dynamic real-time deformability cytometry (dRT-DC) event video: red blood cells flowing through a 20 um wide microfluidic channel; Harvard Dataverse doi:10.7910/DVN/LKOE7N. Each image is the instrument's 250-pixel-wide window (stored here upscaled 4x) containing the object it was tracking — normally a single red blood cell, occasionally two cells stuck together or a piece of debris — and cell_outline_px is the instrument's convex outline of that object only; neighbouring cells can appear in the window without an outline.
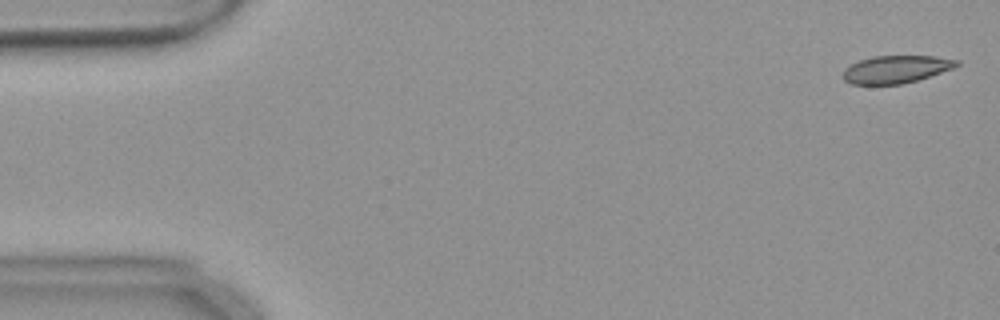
{"species": "common noctule bat (a hibernating species)", "species_latin": "Nyctalus noctula", "temperature_condition": "warm", "stored_images_in_passage": 55, "camera_frame_rate_fps": 3000, "um_per_image_px": 0.085, "animal": {"sex": "female", "body_mass_g": 18.4}, "frame": {"image": 1, "passage_image": 2, "time_ms": 0.333, "image_size_px": [1000, 320], "cell_outline_px": [[960, 64], [952, 68], [916, 80], [900, 84], [852, 84], [844, 80], [840, 76], [844, 68], [860, 60], [872, 56], [936, 56], [960, 60]], "centroid_in_image_um": [76.12, 5.88], "position_along_channel_um": 8.9, "area_um2": 18.21}}
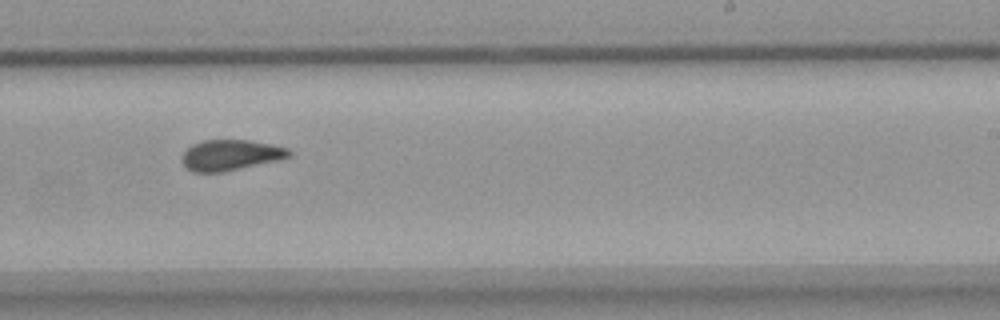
{"frame": {"image": 2, "passage_image": 34, "time_ms": 11.0, "image_size_px": [1000, 320], "cell_outline_px": [[292, 156], [280, 160], [224, 172], [192, 172], [180, 160], [180, 156], [192, 144], [200, 140], [248, 140], [272, 144], [288, 148], [292, 152]], "centroid_in_image_um": [19.61, 13.18], "position_along_channel_um": 269.4, "area_um2": 19.42}}
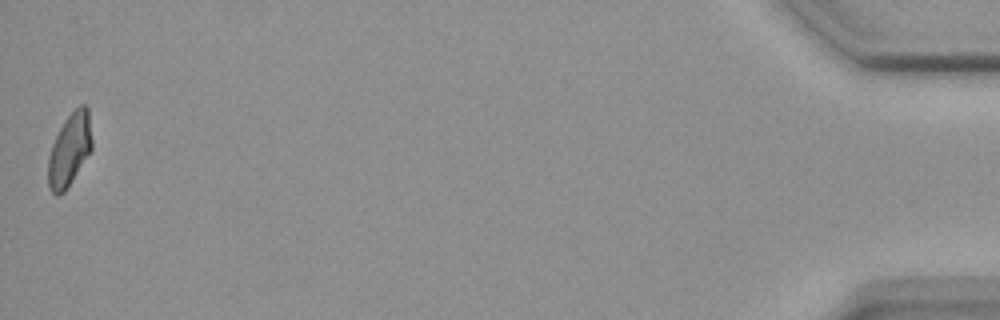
{"frame": {"image": 3, "passage_image": 55, "time_ms": 18.0, "image_size_px": [1000, 320], "cell_outline_px": [[92, 148], [72, 180], [64, 192], [56, 196], [48, 188], [48, 156], [52, 144], [64, 120], [80, 104], [84, 104], [88, 108], [92, 140]], "centroid_in_image_um": [5.9, 12.73], "position_along_channel_um": 429.3, "area_um2": 18.38}, "authors_computed_cell_mechanics": {"area_um2": 19.652, "velocity_mm_per_s": 3.6742, "shape_relaxation_time_tau1_ms": null, "shape_relaxation_time_tau2_ms": 2.4451, "deformation_change_tau1": null, "deformation_change_tau2": 0.0704}}